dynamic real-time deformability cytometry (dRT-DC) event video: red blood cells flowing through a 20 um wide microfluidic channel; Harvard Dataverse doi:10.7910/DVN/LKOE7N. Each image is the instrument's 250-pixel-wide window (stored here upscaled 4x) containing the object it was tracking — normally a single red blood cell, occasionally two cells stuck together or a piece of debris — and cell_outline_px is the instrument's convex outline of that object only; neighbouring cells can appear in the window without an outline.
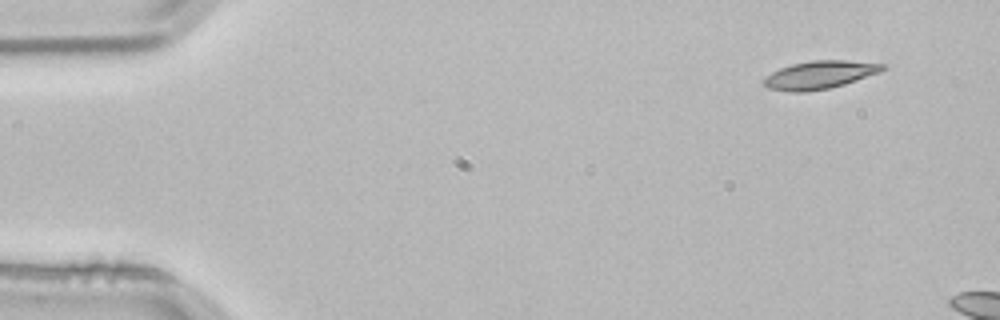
{"species": "common noctule bat (a hibernating species)", "species_latin": "Nyctalus noctula", "temperature_condition": "room temperature", "stored_images_in_passage": 5, "camera_frame_rate_fps": 3000, "um_per_image_px": 0.085, "animal": {"sex": "male", "body_mass_g": 21.5, "forearm_length_mm": 52.0}, "frame": {"image": 1, "passage_image": 1, "time_ms": 0.0, "image_size_px": [1000, 320], "cell_outline_px": [[888, 68], [880, 72], [844, 84], [828, 88], [804, 92], [788, 92], [768, 88], [764, 84], [764, 80], [772, 72], [780, 68], [792, 64], [812, 60], [844, 60], [888, 64]], "centroid_in_image_um": [69.71, 6.35], "position_along_channel_um": 15.3, "area_um2": 19.31}}
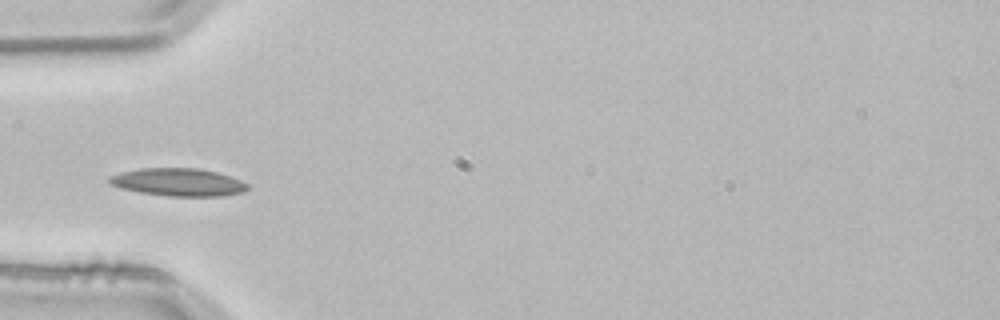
{"frame": {"image": 2, "passage_image": 5, "time_ms": 1.333, "image_size_px": [1000, 320], "cell_outline_px": [[248, 188], [244, 192], [224, 196], [168, 196], [140, 192], [120, 188], [112, 184], [108, 180], [108, 176], [120, 172], [140, 168], [196, 168], [216, 172], [240, 180], [248, 184]], "centroid_in_image_um": [15.14, 15.48], "position_along_channel_um": 69.9, "area_um2": 22.31}}